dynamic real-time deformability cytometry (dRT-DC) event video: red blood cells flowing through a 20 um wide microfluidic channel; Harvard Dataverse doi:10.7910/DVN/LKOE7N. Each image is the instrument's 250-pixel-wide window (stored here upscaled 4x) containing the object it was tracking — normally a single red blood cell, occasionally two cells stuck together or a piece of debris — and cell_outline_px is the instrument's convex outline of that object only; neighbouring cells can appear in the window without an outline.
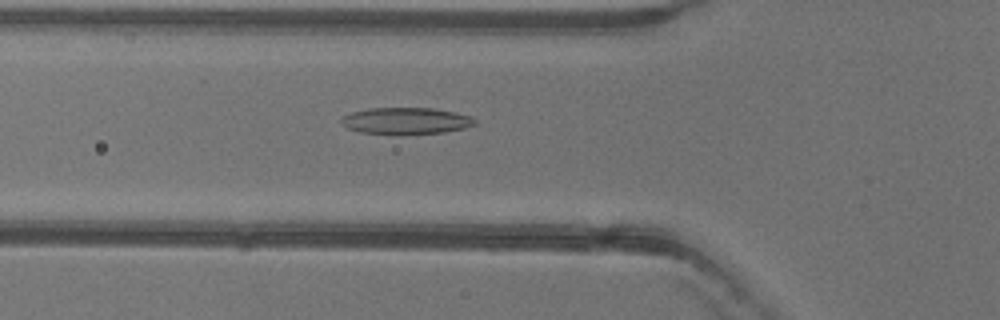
{"species": "common noctule bat (a hibernating species)", "species_latin": "Nyctalus noctula", "temperature_condition": "warm", "stored_images_in_passage": 35, "camera_frame_rate_fps": 3000, "um_per_image_px": 0.085, "animal": {"sex": "female"}, "frame": {"image": 1, "passage_image": 18, "time_ms": 5.667, "image_size_px": [1000, 320], "cell_outline_px": [[476, 124], [464, 128], [444, 132], [404, 136], [360, 132], [348, 128], [340, 120], [344, 116], [352, 112], [368, 108], [432, 108], [472, 116], [476, 120]], "centroid_in_image_um": [34.52, 10.29], "position_along_channel_um": 91.3, "area_um2": 21.04}}
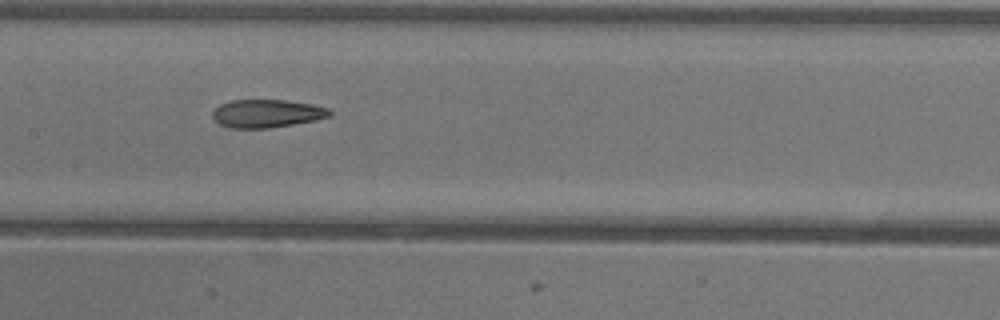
{"frame": {"image": 2, "passage_image": 25, "time_ms": 8.0, "image_size_px": [1000, 320], "cell_outline_px": [[332, 116], [316, 120], [268, 128], [228, 128], [220, 124], [212, 116], [212, 112], [220, 104], [232, 100], [284, 100], [312, 104], [328, 108], [332, 112]], "centroid_in_image_um": [22.69, 9.65], "position_along_channel_um": 184.7, "area_um2": 19.13}}
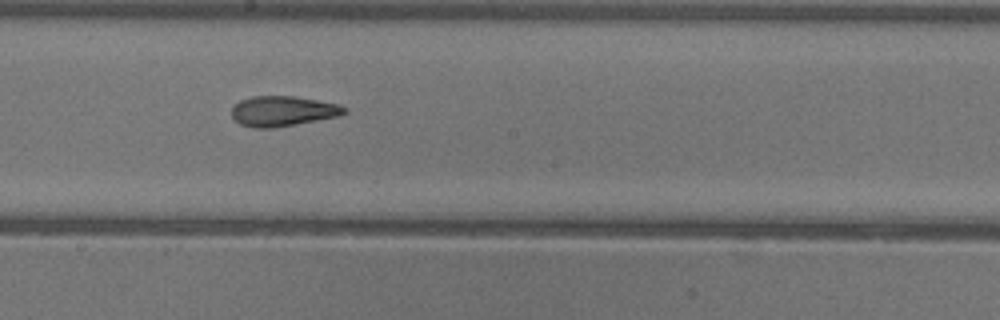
{"frame": {"image": 3, "passage_image": 28, "time_ms": 9.0, "image_size_px": [1000, 320], "cell_outline_px": [[348, 112], [340, 116], [272, 128], [252, 128], [240, 124], [232, 116], [232, 108], [240, 100], [252, 96], [296, 96], [340, 104], [348, 108]], "centroid_in_image_um": [24.08, 9.44], "position_along_channel_um": 224.1, "area_um2": 19.94}}